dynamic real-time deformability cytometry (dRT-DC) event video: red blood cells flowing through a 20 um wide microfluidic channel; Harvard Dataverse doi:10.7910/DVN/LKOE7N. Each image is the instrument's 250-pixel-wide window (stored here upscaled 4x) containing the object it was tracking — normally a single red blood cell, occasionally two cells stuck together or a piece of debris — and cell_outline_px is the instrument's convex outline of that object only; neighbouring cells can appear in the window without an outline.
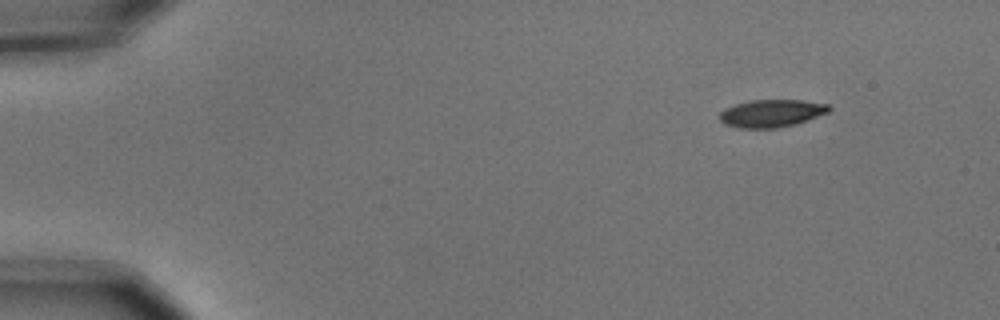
{"species": "common noctule bat (a hibernating species)", "species_latin": "Nyctalus noctula", "temperature_condition": "cold", "stored_images_in_passage": 4, "camera_frame_rate_fps": 3000, "um_per_image_px": 0.085, "animal": {"sex": "male", "body_mass_g": 15.6}, "frame": {"image": 1, "passage_image": 1, "time_ms": 0.0, "image_size_px": [1000, 320], "cell_outline_px": [[832, 108], [828, 112], [808, 120], [796, 124], [776, 128], [740, 128], [724, 124], [720, 120], [720, 112], [724, 108], [736, 104], [752, 100], [804, 100], [828, 104]], "centroid_in_image_um": [65.59, 9.63], "position_along_channel_um": 19.4, "area_um2": 17.63}}
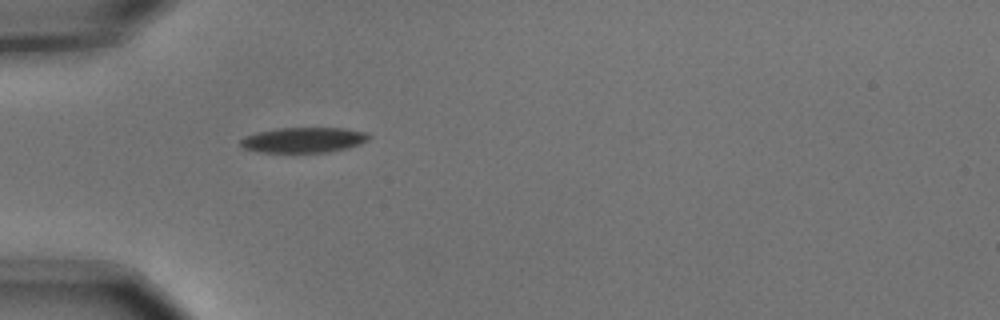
{"frame": {"image": 2, "passage_image": 4, "time_ms": 1.0, "image_size_px": [1000, 320], "cell_outline_px": [[372, 136], [368, 140], [360, 144], [348, 148], [328, 152], [260, 152], [244, 148], [240, 144], [240, 140], [256, 132], [276, 128], [344, 128], [364, 132]], "centroid_in_image_um": [25.83, 11.89], "position_along_channel_um": 59.2, "area_um2": 18.84}}